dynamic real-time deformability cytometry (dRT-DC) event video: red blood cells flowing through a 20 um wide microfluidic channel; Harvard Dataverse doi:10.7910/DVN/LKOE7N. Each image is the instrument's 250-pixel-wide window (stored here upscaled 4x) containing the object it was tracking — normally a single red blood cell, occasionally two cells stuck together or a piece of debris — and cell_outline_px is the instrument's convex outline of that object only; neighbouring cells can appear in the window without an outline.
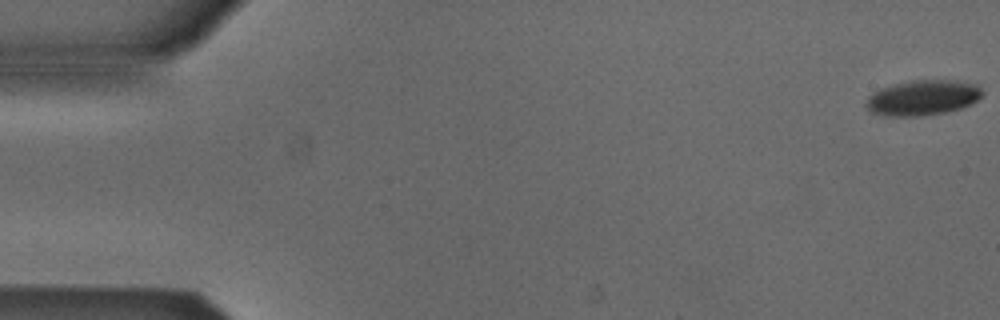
{"species": "Egyptian fruit bat (a non-hibernating species)", "species_latin": "Rousettus aegyptiacus", "temperature_condition": "cold", "stored_images_in_passage": 51, "camera_frame_rate_fps": 3000, "um_per_image_px": 0.085, "animal": {"sex": "male"}, "frame": {"image": 1, "passage_image": 1, "time_ms": 0.0, "image_size_px": [1000, 320], "cell_outline_px": [[984, 92], [972, 104], [948, 112], [924, 116], [884, 116], [872, 112], [864, 104], [868, 96], [884, 88], [896, 84], [912, 80], [956, 80], [976, 84]], "centroid_in_image_um": [78.46, 8.32], "position_along_channel_um": 6.5, "area_um2": 23.81}}
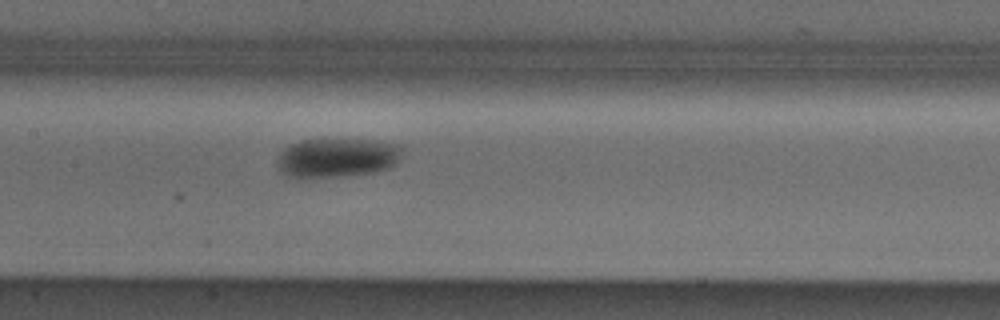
{"frame": {"image": 2, "passage_image": 26, "time_ms": 8.333, "image_size_px": [1000, 320], "cell_outline_px": [[404, 148], [396, 164], [388, 168], [372, 172], [340, 176], [304, 180], [296, 180], [280, 172], [276, 164], [276, 160], [280, 152], [288, 144], [300, 140], [376, 140], [400, 144]], "centroid_in_image_um": [28.58, 13.43], "position_along_channel_um": 178.8, "area_um2": 29.3}}
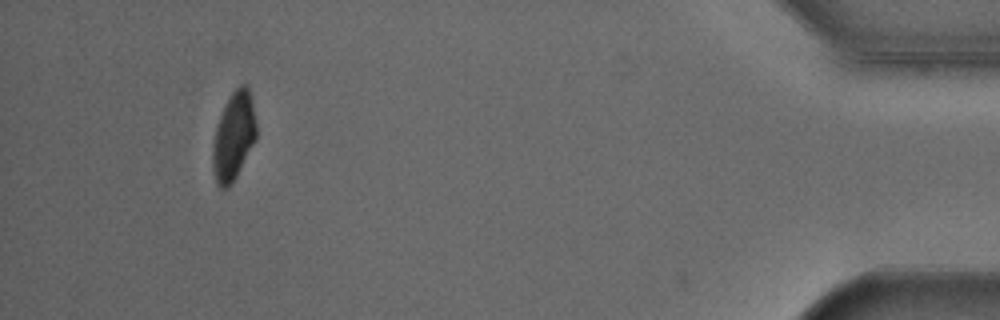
{"frame": {"image": 3, "passage_image": 50, "time_ms": 16.333, "image_size_px": [1000, 320], "cell_outline_px": [[256, 140], [232, 184], [228, 188], [220, 188], [216, 184], [212, 168], [212, 148], [216, 128], [220, 116], [232, 92], [240, 84], [248, 84], [256, 124]], "centroid_in_image_um": [19.85, 11.63], "position_along_channel_um": 415.3, "area_um2": 22.31}, "authors_computed_cell_mechanics": {"area_um2": 26.0678, "velocity_mm_per_s": 3.8473, "shape_relaxation_time_tau1_ms": 10.7396, "shape_relaxation_time_tau2_ms": null, "deformation_change_tau1": 0.1656, "deformation_change_tau2": null}}